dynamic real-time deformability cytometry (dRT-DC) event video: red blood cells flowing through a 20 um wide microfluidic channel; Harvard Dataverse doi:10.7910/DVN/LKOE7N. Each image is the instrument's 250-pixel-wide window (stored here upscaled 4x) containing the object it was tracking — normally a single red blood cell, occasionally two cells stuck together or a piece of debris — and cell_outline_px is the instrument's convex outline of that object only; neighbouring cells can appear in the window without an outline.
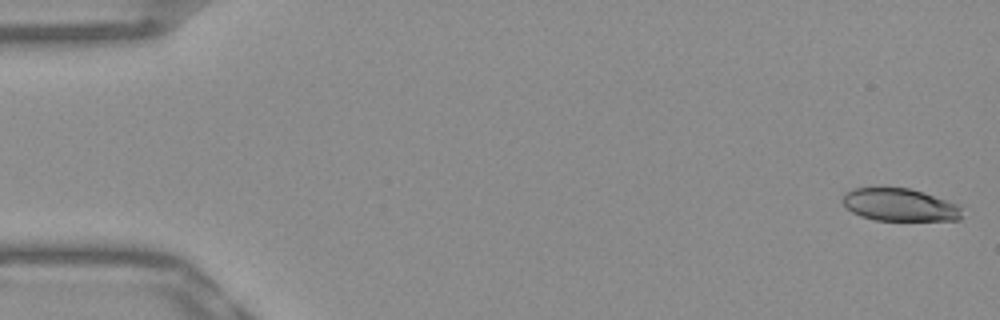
{"species": "Egyptian fruit bat (a non-hibernating species)", "species_latin": "Rousettus aegyptiacus", "temperature_condition": "warm", "stored_images_in_passage": 5, "camera_frame_rate_fps": 3000, "um_per_image_px": 0.085, "frame": {"image": 1, "passage_image": 1, "time_ms": 0.0, "image_size_px": [1000, 320], "cell_outline_px": [[960, 220], [876, 220], [860, 216], [852, 212], [844, 204], [844, 192], [852, 188], [908, 188], [924, 192], [956, 204], [960, 208]], "centroid_in_image_um": [76.44, 17.41], "position_along_channel_um": 8.6, "area_um2": 22.37}}